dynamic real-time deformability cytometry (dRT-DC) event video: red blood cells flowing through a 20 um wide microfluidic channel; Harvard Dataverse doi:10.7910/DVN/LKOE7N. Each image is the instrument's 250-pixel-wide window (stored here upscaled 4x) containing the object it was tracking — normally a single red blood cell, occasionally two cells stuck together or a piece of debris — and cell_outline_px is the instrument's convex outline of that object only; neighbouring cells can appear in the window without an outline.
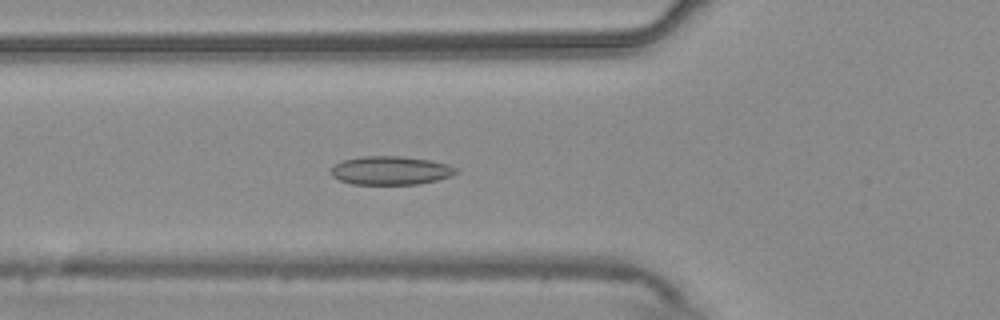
{"species": "common noctule bat (a hibernating species)", "species_latin": "Nyctalus noctula", "temperature_condition": "warm", "stored_images_in_passage": 46, "camera_frame_rate_fps": 3000, "um_per_image_px": 0.085, "animal": {"sex": "male", "body_mass_g": 20.4}, "frame": {"image": 1, "passage_image": 11, "time_ms": 3.333, "image_size_px": [1000, 320], "cell_outline_px": [[460, 172], [452, 176], [420, 184], [352, 184], [340, 180], [332, 176], [328, 172], [336, 164], [344, 160], [364, 156], [400, 156], [432, 160], [448, 164], [460, 168]], "centroid_in_image_um": [33.27, 14.49], "position_along_channel_um": 92.5, "area_um2": 21.04}}
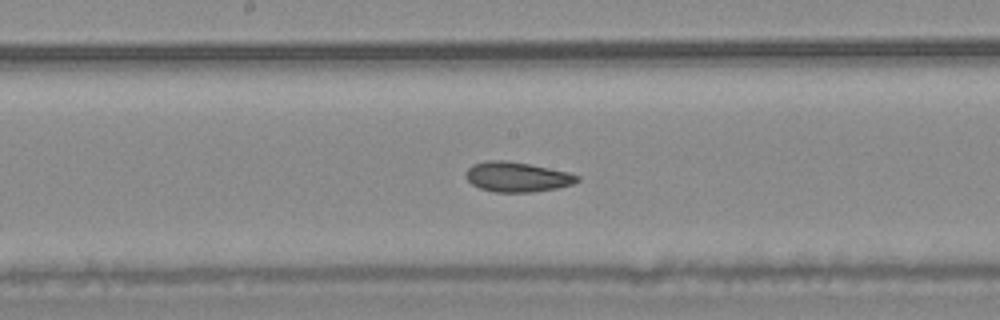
{"frame": {"image": 2, "passage_image": 20, "time_ms": 6.333, "image_size_px": [1000, 320], "cell_outline_px": [[580, 180], [572, 184], [556, 188], [532, 192], [492, 192], [480, 188], [472, 184], [464, 176], [468, 168], [472, 164], [488, 160], [504, 160], [528, 164], [568, 172], [580, 176]], "centroid_in_image_um": [43.92, 15.04], "position_along_channel_um": 204.3, "area_um2": 19.36}}
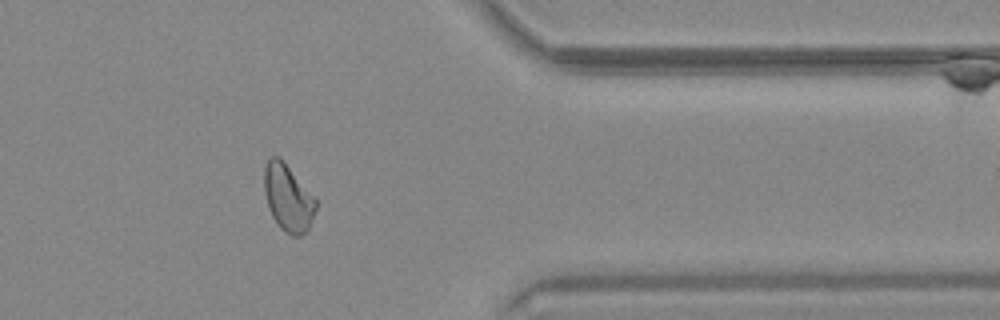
{"frame": {"image": 3, "passage_image": 36, "time_ms": 11.667, "image_size_px": [1000, 320], "cell_outline_px": [[316, 208], [308, 232], [300, 236], [292, 236], [284, 232], [280, 228], [272, 216], [268, 208], [264, 192], [264, 168], [268, 160], [272, 156], [280, 156], [316, 200]], "centroid_in_image_um": [24.47, 16.84], "position_along_channel_um": 386.9, "area_um2": 20.17}}